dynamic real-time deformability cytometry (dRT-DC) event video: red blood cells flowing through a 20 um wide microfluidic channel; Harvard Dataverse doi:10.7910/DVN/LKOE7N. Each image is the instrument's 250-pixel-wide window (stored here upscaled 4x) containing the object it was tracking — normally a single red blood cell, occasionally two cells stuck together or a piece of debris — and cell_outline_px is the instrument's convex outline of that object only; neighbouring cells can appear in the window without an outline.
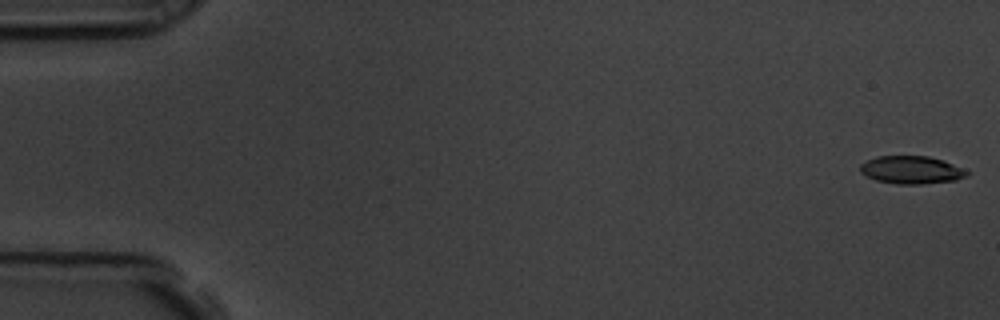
{"species": "common noctule bat (a hibernating species)", "species_latin": "Nyctalus noctula", "temperature_condition": "room temperature", "stored_images_in_passage": 9, "camera_frame_rate_fps": 3000, "um_per_image_px": 0.085, "animal": {"sex": "male", "body_mass_g": 19.5, "forearm_length_mm": 54.6}, "frame": {"image": 1, "passage_image": 1, "time_ms": 0.0, "image_size_px": [1000, 320], "cell_outline_px": [[972, 172], [968, 176], [956, 180], [920, 184], [896, 184], [876, 180], [864, 176], [860, 172], [860, 164], [876, 156], [928, 156], [944, 160]], "centroid_in_image_um": [77.48, 14.44], "position_along_channel_um": 7.5, "area_um2": 17.51}}